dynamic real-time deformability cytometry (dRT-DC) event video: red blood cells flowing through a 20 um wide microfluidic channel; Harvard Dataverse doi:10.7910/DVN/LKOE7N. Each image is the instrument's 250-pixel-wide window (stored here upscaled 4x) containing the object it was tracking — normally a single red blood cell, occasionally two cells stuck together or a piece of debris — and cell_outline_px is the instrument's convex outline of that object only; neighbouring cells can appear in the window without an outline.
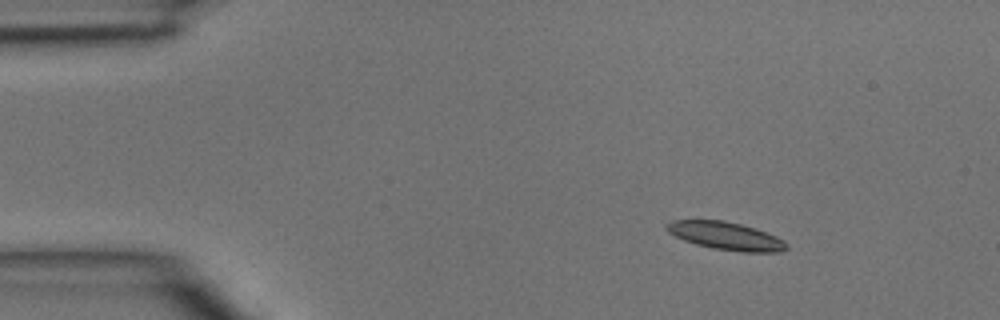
{"species": "common noctule bat (a hibernating species)", "species_latin": "Nyctalus noctula", "temperature_condition": "room temperature", "stored_images_in_passage": 4, "camera_frame_rate_fps": 3000, "um_per_image_px": 0.085, "animal": {"sex": "male", "body_mass_g": 15.6}, "frame": {"image": 1, "passage_image": 1, "time_ms": 0.0, "image_size_px": [1000, 320], "cell_outline_px": [[788, 248], [780, 252], [744, 252], [712, 248], [696, 244], [684, 240], [668, 232], [664, 228], [664, 224], [672, 220], [724, 220], [756, 228], [776, 236], [784, 240], [788, 244]], "centroid_in_image_um": [61.7, 20.05], "position_along_channel_um": 23.3, "area_um2": 19.59}}
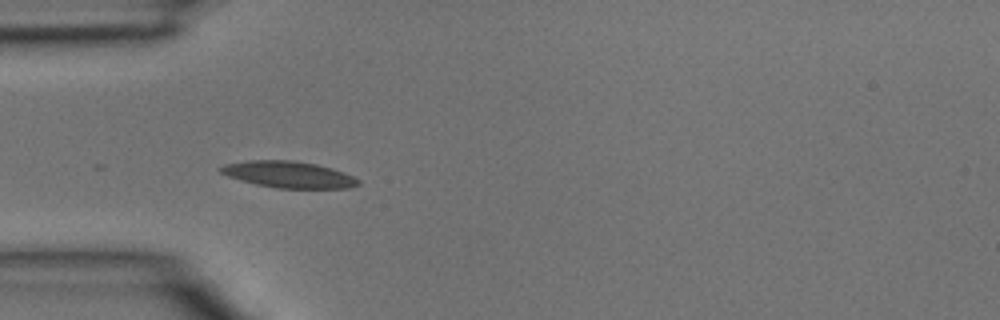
{"frame": {"image": 2, "passage_image": 3, "time_ms": 0.667, "image_size_px": [1000, 320], "cell_outline_px": [[360, 184], [352, 188], [276, 188], [256, 184], [228, 176], [220, 172], [216, 168], [224, 164], [248, 160], [292, 160], [316, 164], [332, 168], [344, 172], [360, 180]], "centroid_in_image_um": [24.53, 14.83], "position_along_channel_um": 60.5, "area_um2": 21.33}}